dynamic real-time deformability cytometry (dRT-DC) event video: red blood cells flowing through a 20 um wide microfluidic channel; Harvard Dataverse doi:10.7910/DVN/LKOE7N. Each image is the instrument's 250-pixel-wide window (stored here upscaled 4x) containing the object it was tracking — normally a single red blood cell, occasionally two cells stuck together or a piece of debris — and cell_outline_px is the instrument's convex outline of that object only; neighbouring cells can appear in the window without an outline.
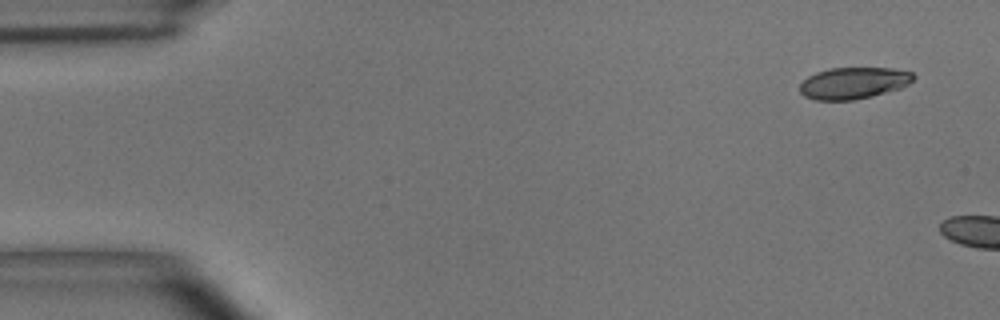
{"species": "common noctule bat (a hibernating species)", "species_latin": "Nyctalus noctula", "temperature_condition": "room temperature", "stored_images_in_passage": 5, "camera_frame_rate_fps": 3000, "um_per_image_px": 0.085, "animal": {"sex": "male", "body_mass_g": 15.6}, "frame": {"image": 1, "passage_image": 1, "time_ms": 0.0, "image_size_px": [1000, 320], "cell_outline_px": [[916, 76], [908, 84], [900, 88], [872, 96], [852, 100], [816, 100], [804, 96], [800, 92], [800, 84], [808, 76], [816, 72], [828, 68], [892, 68], [912, 72]], "centroid_in_image_um": [72.54, 7.05], "position_along_channel_um": 12.5, "area_um2": 20.92}}